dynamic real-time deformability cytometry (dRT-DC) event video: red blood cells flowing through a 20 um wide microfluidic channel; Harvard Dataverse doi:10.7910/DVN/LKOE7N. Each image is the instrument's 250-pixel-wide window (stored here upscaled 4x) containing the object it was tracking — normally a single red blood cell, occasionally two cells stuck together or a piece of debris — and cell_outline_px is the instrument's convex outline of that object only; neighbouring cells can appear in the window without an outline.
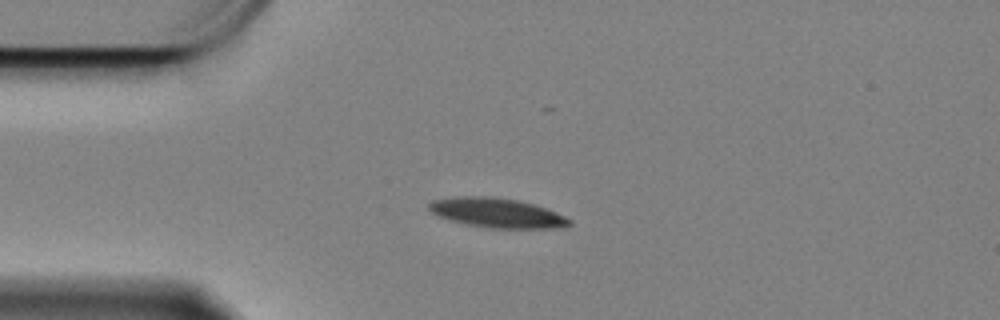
{"species": "Egyptian fruit bat (a non-hibernating species)", "species_latin": "Rousettus aegyptiacus", "temperature_condition": "cold", "stored_images_in_passage": 46, "camera_frame_rate_fps": 3000, "um_per_image_px": 0.085, "animal": {"sex": "female"}, "frame": {"image": 1, "passage_image": 1, "time_ms": 0.0, "image_size_px": [1000, 320], "cell_outline_px": [[572, 224], [564, 228], [488, 228], [448, 220], [436, 216], [428, 208], [428, 204], [432, 200], [456, 196], [492, 196], [516, 200], [532, 204], [556, 212], [572, 220]], "centroid_in_image_um": [42.22, 18.1], "position_along_channel_um": 42.8, "area_um2": 24.28}}
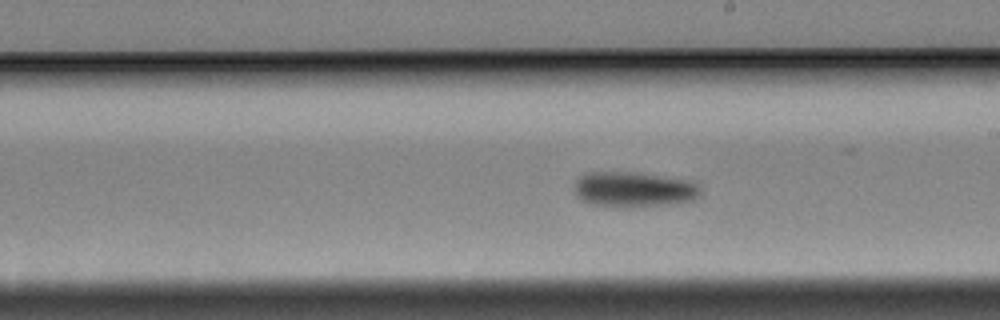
{"frame": {"image": 2, "passage_image": 20, "time_ms": 6.333, "image_size_px": [1000, 320], "cell_outline_px": [[700, 196], [696, 200], [672, 204], [620, 208], [592, 204], [580, 200], [576, 196], [576, 180], [584, 172], [636, 172], [684, 180], [700, 184]], "centroid_in_image_um": [53.87, 16.12], "position_along_channel_um": 235.1, "area_um2": 26.18}}
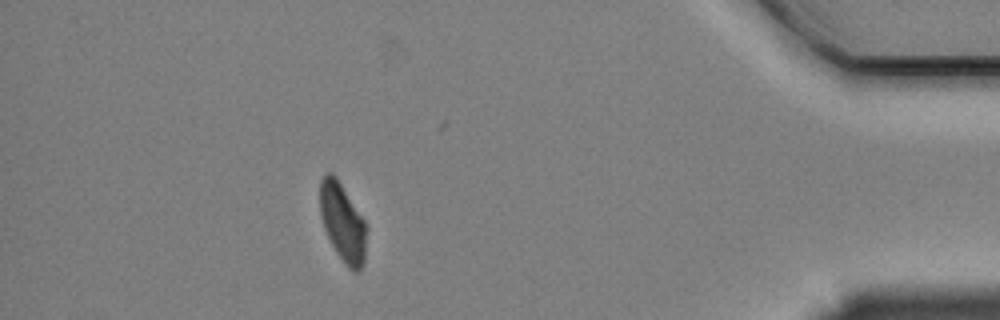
{"frame": {"image": 3, "passage_image": 40, "time_ms": 13.0, "image_size_px": [1000, 320], "cell_outline_px": [[364, 264], [360, 272], [352, 272], [348, 268], [336, 252], [324, 228], [320, 216], [320, 180], [324, 172], [332, 172], [336, 176], [364, 220]], "centroid_in_image_um": [29.08, 18.89], "position_along_channel_um": 406.1, "area_um2": 20.92}, "authors_computed_cell_mechanics": {"area_um2": 24.5361, "velocity_mm_per_s": 3.3197, "shape_relaxation_time_tau1_ms": 3.6494, "shape_relaxation_time_tau2_ms": 9.2862, "deformation_change_tau1": 0.1152, "deformation_change_tau2": 0.1673}}